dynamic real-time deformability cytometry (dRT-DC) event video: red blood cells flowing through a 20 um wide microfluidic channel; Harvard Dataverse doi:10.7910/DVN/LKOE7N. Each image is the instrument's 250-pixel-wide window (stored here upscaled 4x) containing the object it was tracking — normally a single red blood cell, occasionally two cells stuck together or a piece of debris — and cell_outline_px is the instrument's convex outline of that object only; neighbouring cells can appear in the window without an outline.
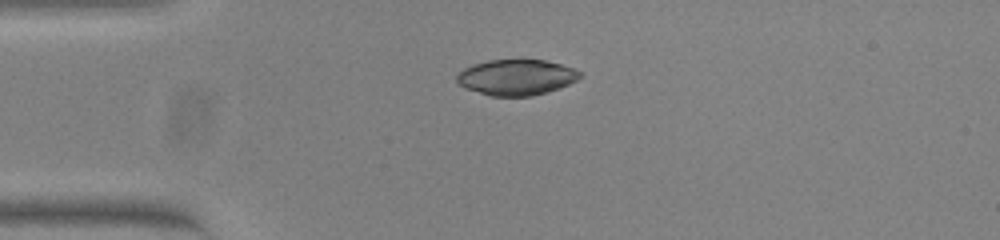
{"species": "common noctule bat (a hibernating species)", "species_latin": "Nyctalus noctula", "temperature_condition": "warm", "stored_images_in_passage": 41, "camera_frame_rate_fps": 3000, "um_per_image_px": 0.085, "animal": {"sex": "female", "body_mass_g": 23.0, "forearm_length_mm": 53.4}, "frame": {"image": 1, "passage_image": 1, "time_ms": 0.0, "image_size_px": [1000, 240], "cell_outline_px": [[580, 76], [576, 80], [568, 84], [532, 96], [492, 96], [464, 88], [456, 80], [456, 76], [464, 68], [472, 64], [488, 60], [544, 60], [560, 64], [572, 68], [580, 72]], "centroid_in_image_um": [43.84, 6.56], "position_along_channel_um": 41.2, "area_um2": 25.26}}
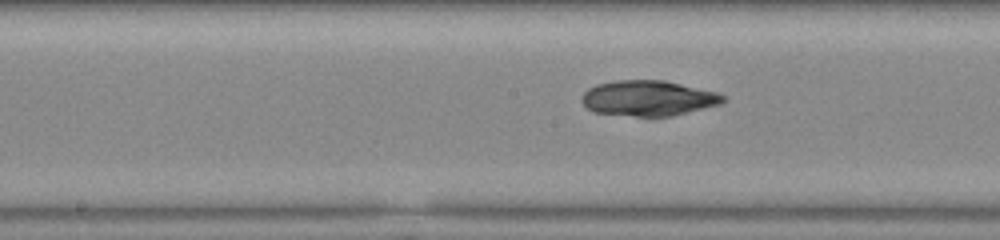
{"frame": {"image": 2, "passage_image": 15, "time_ms": 4.667, "image_size_px": [1000, 240], "cell_outline_px": [[724, 100], [720, 104], [672, 116], [636, 116], [592, 112], [580, 100], [584, 92], [588, 88], [596, 84], [616, 80], [664, 80], [716, 92], [724, 96]], "centroid_in_image_um": [55.06, 8.34], "position_along_channel_um": 193.1, "area_um2": 29.02}}
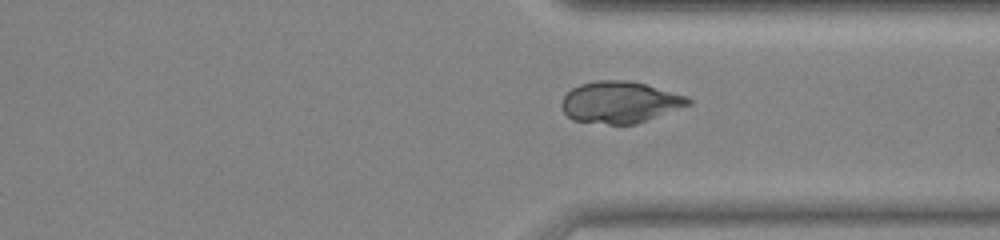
{"frame": {"image": 3, "passage_image": 28, "time_ms": 9.0, "image_size_px": [1000, 240], "cell_outline_px": [[692, 104], [636, 124], [608, 124], [572, 120], [564, 112], [560, 104], [564, 96], [572, 88], [580, 84], [596, 80], [628, 80], [644, 84], [688, 96], [692, 100]], "centroid_in_image_um": [52.7, 8.69], "position_along_channel_um": 358.7, "area_um2": 30.69}, "authors_computed_cell_mechanics": {"area_um2": 29.8826, "velocity_mm_per_s": 3.8222, "shape_relaxation_time_tau1_ms": null, "shape_relaxation_time_tau2_ms": 1.9289, "deformation_change_tau1": null, "deformation_change_tau2": 0.0473}}